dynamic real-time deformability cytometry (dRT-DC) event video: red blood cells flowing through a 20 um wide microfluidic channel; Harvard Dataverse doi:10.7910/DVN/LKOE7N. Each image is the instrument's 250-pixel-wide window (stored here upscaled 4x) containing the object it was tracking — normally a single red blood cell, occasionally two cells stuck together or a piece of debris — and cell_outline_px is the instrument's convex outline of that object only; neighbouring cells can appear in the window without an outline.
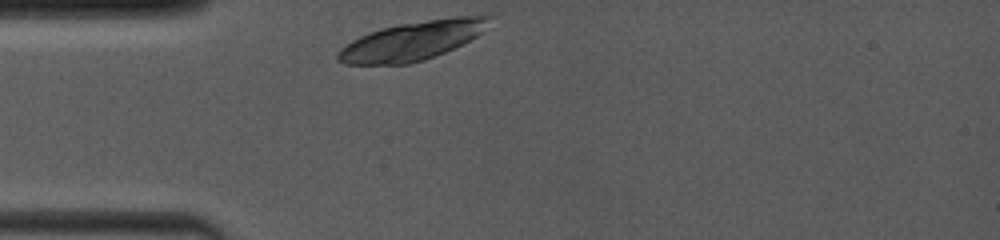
{"species": "common noctule bat (a hibernating species)", "species_latin": "Nyctalus noctula", "temperature_condition": "room temperature", "stored_images_in_passage": 2, "camera_frame_rate_fps": 4000, "um_per_image_px": 0.085, "animal": {"sex": "female", "body_mass_g": 19.0, "forearm_length_mm": 53.3}, "frame": {"image": 1, "passage_image": 1, "time_ms": 0.0, "image_size_px": [1000, 240], "cell_outline_px": [[492, 16], [484, 32], [436, 56], [424, 60], [408, 64], [344, 64], [336, 60], [336, 52], [340, 48], [352, 40], [360, 36], [384, 28], [400, 24], [456, 16]], "centroid_in_image_um": [35.01, 3.48], "position_along_channel_um": 50.0, "area_um2": 33.76}}